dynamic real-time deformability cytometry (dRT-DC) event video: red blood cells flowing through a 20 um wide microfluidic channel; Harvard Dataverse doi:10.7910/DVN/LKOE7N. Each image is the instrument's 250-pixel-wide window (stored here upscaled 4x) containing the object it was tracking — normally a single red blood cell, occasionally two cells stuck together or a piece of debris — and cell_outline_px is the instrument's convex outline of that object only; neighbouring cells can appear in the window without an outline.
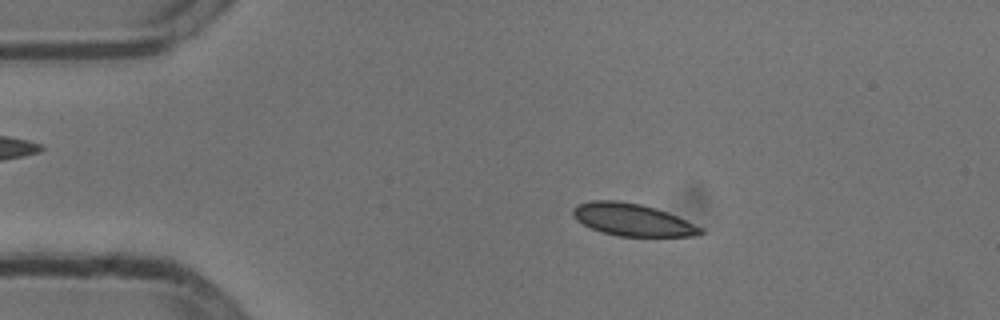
{"species": "common noctule bat (a hibernating species)", "species_latin": "Nyctalus noctula", "temperature_condition": "cold", "stored_images_in_passage": 54, "camera_frame_rate_fps": 3000, "um_per_image_px": 0.085, "animal": {"sex": "male", "body_mass_g": 13.3}, "frame": {"image": 1, "passage_image": 10, "time_ms": 3.0, "image_size_px": [1000, 320], "cell_outline_px": [[704, 232], [692, 236], [616, 236], [592, 228], [576, 220], [572, 216], [572, 208], [576, 204], [592, 200], [616, 200], [640, 204], [656, 208], [676, 216], [704, 228]], "centroid_in_image_um": [53.72, 18.67], "position_along_channel_um": 31.3, "area_um2": 23.93}}
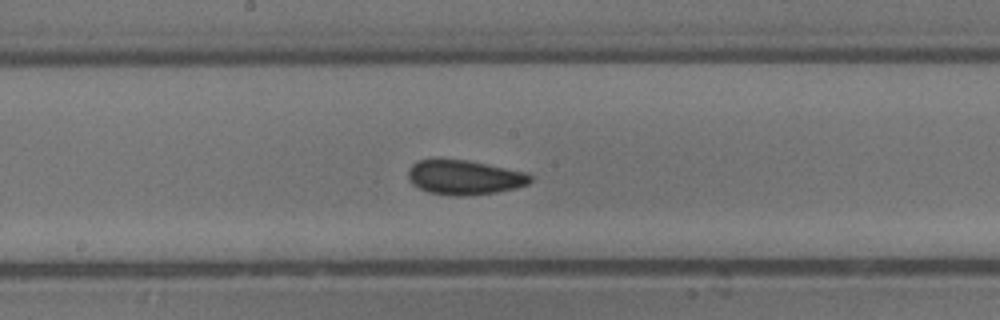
{"frame": {"image": 2, "passage_image": 28, "time_ms": 9.0, "image_size_px": [1000, 320], "cell_outline_px": [[532, 180], [528, 184], [516, 188], [496, 192], [460, 196], [452, 196], [428, 192], [412, 184], [408, 180], [408, 168], [416, 160], [440, 156], [468, 160], [528, 172], [532, 176]], "centroid_in_image_um": [39.43, 15.03], "position_along_channel_um": 208.8, "area_um2": 25.43}}
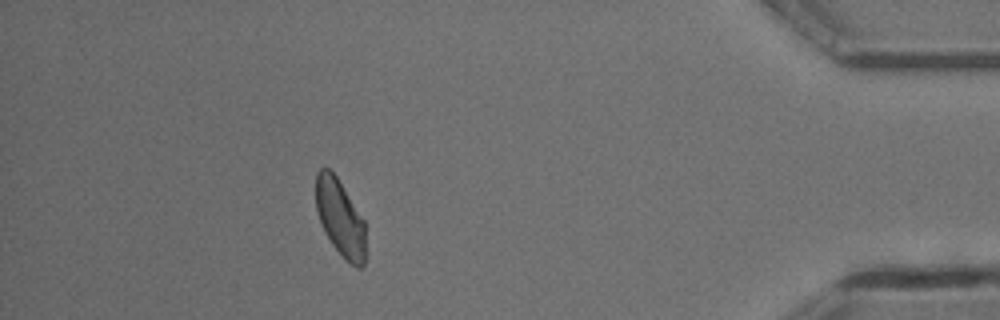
{"frame": {"image": 3, "passage_image": 48, "time_ms": 15.667, "image_size_px": [1000, 320], "cell_outline_px": [[364, 264], [360, 268], [356, 268], [332, 244], [324, 232], [316, 208], [316, 172], [320, 168], [328, 168], [336, 176], [364, 220]], "centroid_in_image_um": [28.89, 18.49], "position_along_channel_um": 406.3, "area_um2": 21.68}, "authors_computed_cell_mechanics": {"area_um2": 23.7558, "velocity_mm_per_s": 3.7749, "shape_relaxation_time_tau1_ms": 2.8128, "shape_relaxation_time_tau2_ms": 2.9486, "deformation_change_tau1": 0.0928, "deformation_change_tau2": 0.0681}}